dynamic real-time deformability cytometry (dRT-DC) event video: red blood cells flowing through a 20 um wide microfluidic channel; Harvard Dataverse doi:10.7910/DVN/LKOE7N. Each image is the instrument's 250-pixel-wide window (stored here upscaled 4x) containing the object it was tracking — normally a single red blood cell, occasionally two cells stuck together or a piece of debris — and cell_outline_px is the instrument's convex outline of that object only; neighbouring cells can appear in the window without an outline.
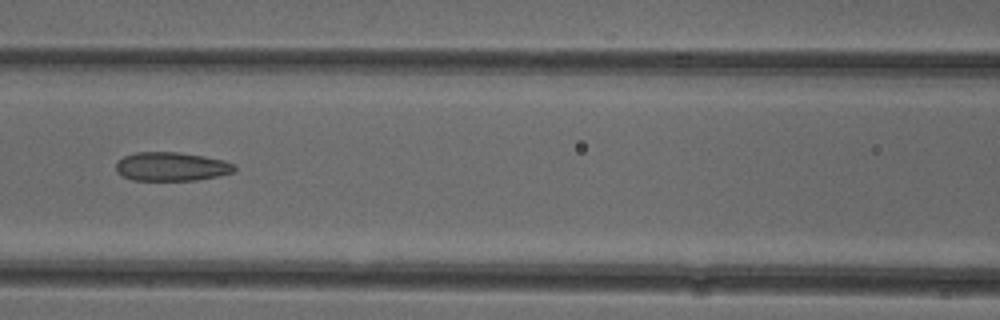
{"species": "common noctule bat (a hibernating species)", "species_latin": "Nyctalus noctula", "temperature_condition": "cold", "stored_images_in_passage": 52, "camera_frame_rate_fps": 3000, "um_per_image_px": 0.085, "animal": {"sex": "female"}, "frame": {"image": 1, "passage_image": 23, "time_ms": 7.333, "image_size_px": [1000, 320], "cell_outline_px": [[236, 168], [232, 172], [220, 176], [196, 180], [132, 180], [116, 172], [116, 160], [124, 156], [136, 152], [180, 152], [204, 156], [224, 160], [236, 164]], "centroid_in_image_um": [14.58, 14.15], "position_along_channel_um": 152.0, "area_um2": 20.06}, "authors_computed_cell_mechanics": {"area_um2": 21.097, "velocity_mm_per_s": 3.9569, "shape_relaxation_time_tau1_ms": null, "shape_relaxation_time_tau2_ms": 3.3408, "deformation_change_tau1": null, "deformation_change_tau2": 0.115}}